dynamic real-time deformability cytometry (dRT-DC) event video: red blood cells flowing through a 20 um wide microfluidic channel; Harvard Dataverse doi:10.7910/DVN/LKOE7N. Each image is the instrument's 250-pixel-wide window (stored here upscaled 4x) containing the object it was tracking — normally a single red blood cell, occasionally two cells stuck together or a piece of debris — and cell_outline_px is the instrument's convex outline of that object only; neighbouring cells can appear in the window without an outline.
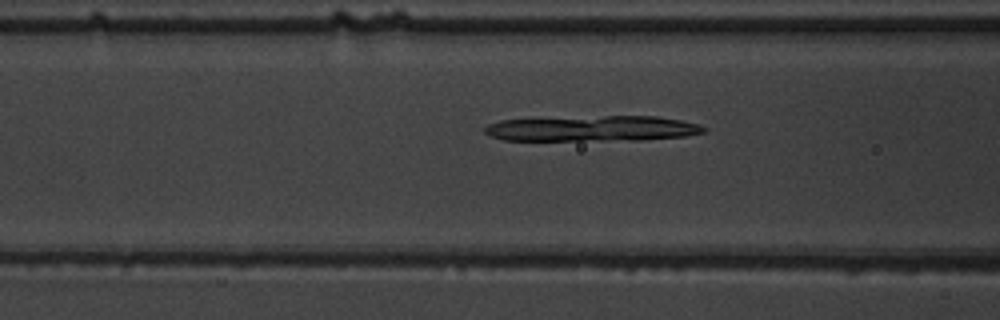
{"species": "common noctule bat (a hibernating species)", "species_latin": "Nyctalus noctula", "temperature_condition": "warm", "stored_images_in_passage": 39, "camera_frame_rate_fps": 3000, "um_per_image_px": 0.085, "animal": {"sex": "male", "body_mass_g": 19.5, "forearm_length_mm": 54.6}, "frame": {"image": 1, "passage_image": 6, "time_ms": 1.667, "image_size_px": [1000, 320], "cell_outline_px": [[708, 128], [704, 132], [684, 136], [640, 140], [504, 140], [492, 136], [484, 132], [484, 128], [488, 124], [500, 120], [604, 116], [656, 116], [680, 120], [700, 124]], "centroid_in_image_um": [50.39, 10.92], "position_along_channel_um": 116.2, "area_um2": 32.43}}
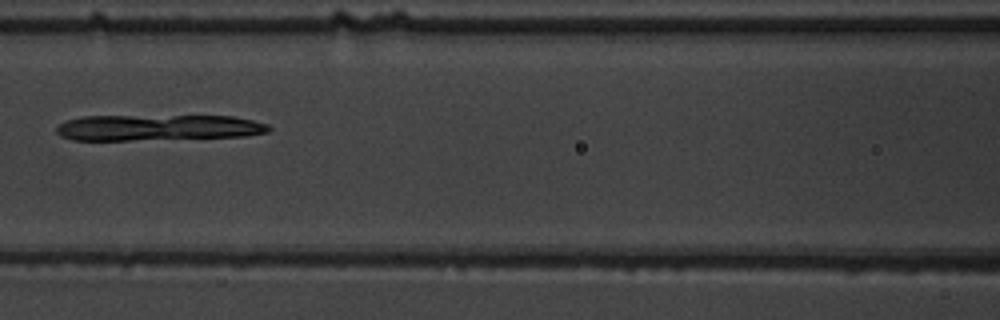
{"frame": {"image": 2, "passage_image": 9, "time_ms": 2.667, "image_size_px": [1000, 320], "cell_outline_px": [[272, 128], [268, 132], [248, 136], [128, 140], [72, 140], [60, 136], [56, 132], [56, 128], [60, 124], [68, 120], [84, 116], [232, 116], [252, 120], [268, 124]], "centroid_in_image_um": [13.44, 10.85], "position_along_channel_um": 153.2, "area_um2": 32.08}}